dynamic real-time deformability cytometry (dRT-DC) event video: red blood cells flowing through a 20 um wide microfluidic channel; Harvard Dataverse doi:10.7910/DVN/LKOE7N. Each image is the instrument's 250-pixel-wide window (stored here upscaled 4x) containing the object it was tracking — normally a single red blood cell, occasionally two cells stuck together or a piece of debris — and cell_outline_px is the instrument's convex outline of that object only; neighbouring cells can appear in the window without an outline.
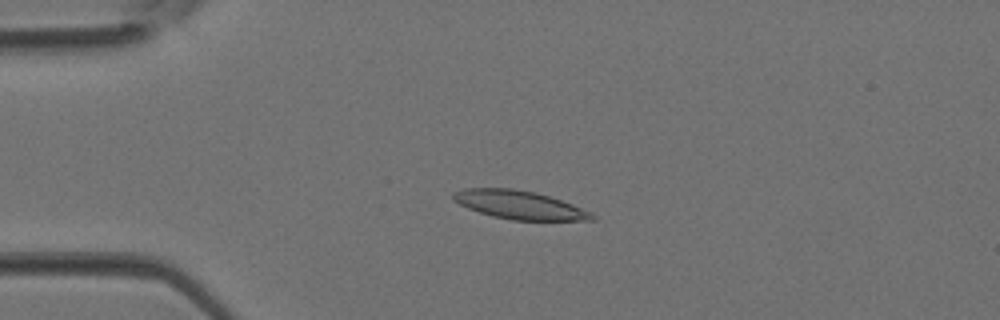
{"species": "Egyptian fruit bat (a non-hibernating species)", "species_latin": "Rousettus aegyptiacus", "temperature_condition": "room temperature", "stored_images_in_passage": 3, "camera_frame_rate_fps": 3000, "um_per_image_px": 0.085, "animal": {"sex": "female"}, "frame": {"image": 1, "passage_image": 2, "time_ms": 0.333, "image_size_px": [1000, 320], "cell_outline_px": [[596, 220], [512, 220], [492, 216], [468, 208], [452, 200], [452, 192], [464, 188], [512, 188], [536, 192], [572, 204], [592, 212], [596, 216]], "centroid_in_image_um": [44.14, 17.41], "position_along_channel_um": 40.9, "area_um2": 23.0}}